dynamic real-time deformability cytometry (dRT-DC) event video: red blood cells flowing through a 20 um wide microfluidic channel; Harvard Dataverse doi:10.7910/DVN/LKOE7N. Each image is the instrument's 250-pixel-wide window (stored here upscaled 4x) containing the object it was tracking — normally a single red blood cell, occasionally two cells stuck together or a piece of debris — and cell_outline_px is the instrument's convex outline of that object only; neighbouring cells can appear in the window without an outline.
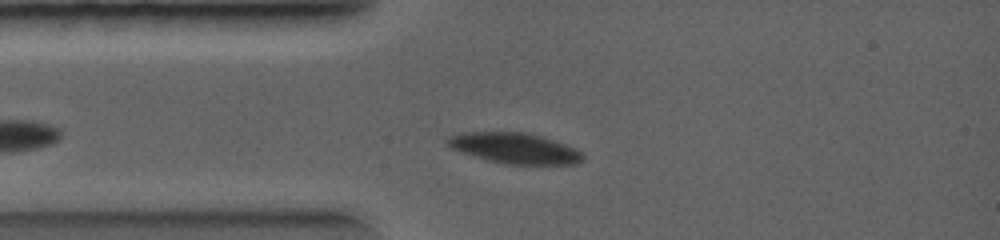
{"species": "common noctule bat (a hibernating species)", "species_latin": "Nyctalus noctula", "temperature_condition": "warm", "stored_images_in_passage": 1, "camera_frame_rate_fps": 5000, "um_per_image_px": 0.085, "animal": {"sex": "female", "body_mass_g": 19.0, "forearm_length_mm": 56.7}, "frame": {"image": 1, "passage_image": 1, "time_ms": 0.0, "image_size_px": [1000, 240], "cell_outline_px": [[584, 156], [576, 164], [504, 164], [488, 160], [460, 152], [452, 148], [444, 140], [448, 136], [464, 132], [528, 132], [544, 136], [576, 148]], "centroid_in_image_um": [43.73, 12.58], "position_along_channel_um": 41.3, "area_um2": 24.22}}